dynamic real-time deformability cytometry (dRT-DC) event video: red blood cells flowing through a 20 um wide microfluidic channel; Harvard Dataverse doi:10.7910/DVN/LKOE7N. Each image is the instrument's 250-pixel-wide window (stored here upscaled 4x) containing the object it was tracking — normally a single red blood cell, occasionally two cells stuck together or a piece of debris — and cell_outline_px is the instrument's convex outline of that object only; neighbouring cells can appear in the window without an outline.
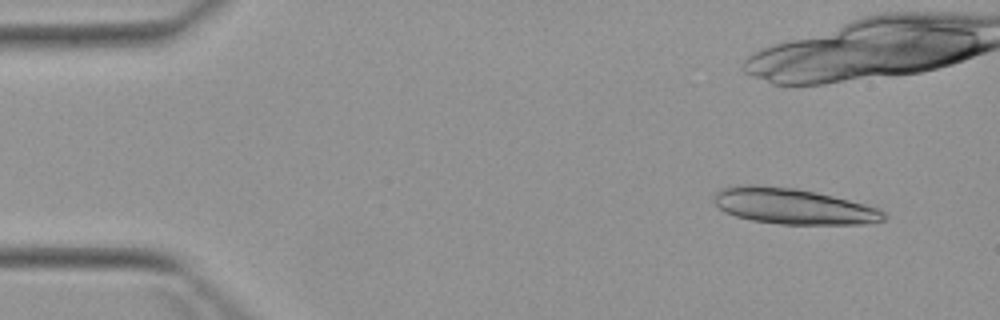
{"species": "Egyptian fruit bat (a non-hibernating species)", "species_latin": "Rousettus aegyptiacus", "temperature_condition": "warm", "stored_images_in_passage": 3, "camera_frame_rate_fps": 3000, "um_per_image_px": 0.085, "animal": {"sex": "female"}, "frame": {"image": 1, "passage_image": 1, "time_ms": 0.0, "image_size_px": [1000, 320], "cell_outline_px": [[888, 216], [884, 220], [864, 224], [780, 224], [752, 220], [736, 216], [724, 212], [712, 200], [712, 196], [720, 188], [740, 184], [756, 184], [796, 188], [816, 192], [880, 208]], "centroid_in_image_um": [67.38, 17.52], "position_along_channel_um": 17.6, "area_um2": 35.66}}